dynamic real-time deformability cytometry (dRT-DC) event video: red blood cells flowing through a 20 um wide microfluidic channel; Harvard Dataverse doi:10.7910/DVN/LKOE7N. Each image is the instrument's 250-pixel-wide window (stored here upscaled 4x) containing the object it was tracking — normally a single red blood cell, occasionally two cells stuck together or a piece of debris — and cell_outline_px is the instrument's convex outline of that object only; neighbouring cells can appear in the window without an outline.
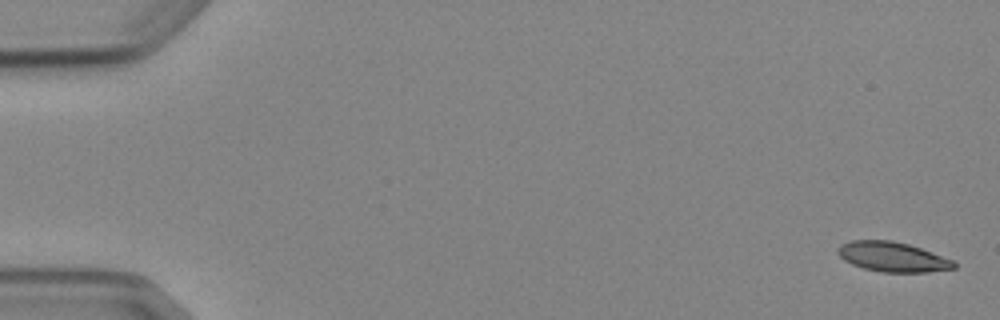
{"species": "Egyptian fruit bat (a non-hibernating species)", "species_latin": "Rousettus aegyptiacus", "temperature_condition": "cold", "stored_images_in_passage": 5, "camera_frame_rate_fps": 3000, "um_per_image_px": 0.085, "animal": {"sex": "female"}, "frame": {"image": 1, "passage_image": 1, "time_ms": 0.0, "image_size_px": [1000, 320], "cell_outline_px": [[956, 268], [928, 272], [880, 272], [864, 268], [852, 264], [844, 260], [836, 252], [840, 244], [852, 240], [892, 240], [908, 244], [920, 248], [952, 260], [956, 264]], "centroid_in_image_um": [75.83, 21.83], "position_along_channel_um": 9.2, "area_um2": 20.06}}
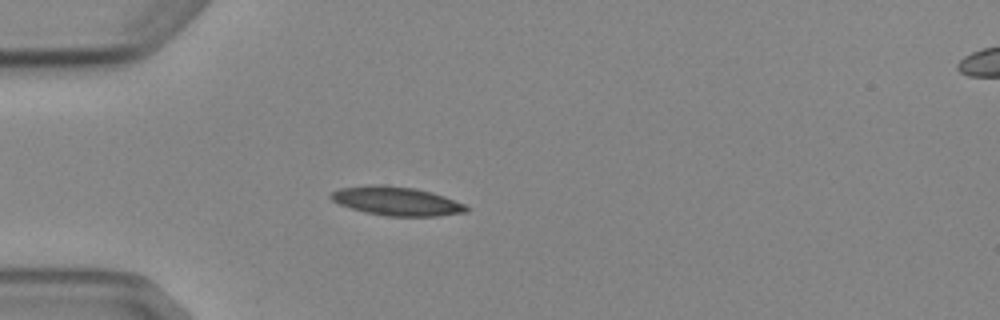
{"frame": {"image": 2, "passage_image": 5, "time_ms": 4.667, "image_size_px": [1000, 320], "cell_outline_px": [[468, 212], [436, 216], [388, 216], [364, 212], [340, 204], [332, 200], [328, 196], [332, 192], [340, 188], [372, 184], [380, 184], [416, 188], [432, 192], [468, 204]], "centroid_in_image_um": [33.74, 17.09], "position_along_channel_um": 51.3, "area_um2": 22.89}}